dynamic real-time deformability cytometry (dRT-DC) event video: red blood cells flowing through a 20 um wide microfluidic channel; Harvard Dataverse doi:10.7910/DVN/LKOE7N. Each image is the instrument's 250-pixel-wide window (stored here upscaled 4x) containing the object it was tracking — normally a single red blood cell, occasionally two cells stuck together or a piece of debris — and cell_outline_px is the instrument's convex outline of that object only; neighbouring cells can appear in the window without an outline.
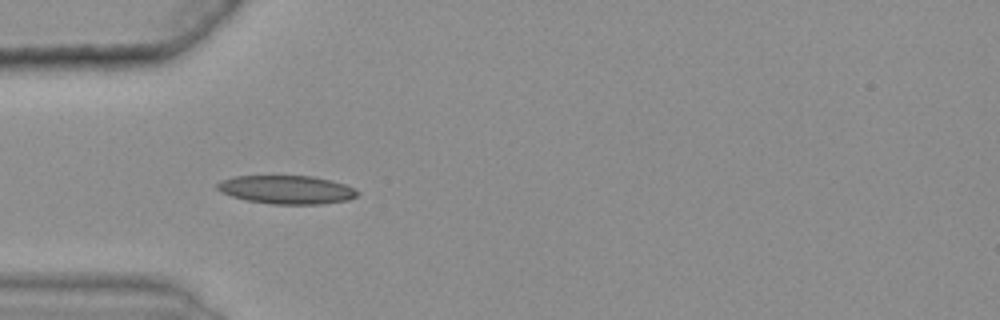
{"species": "common noctule bat (a hibernating species)", "species_latin": "Nyctalus noctula", "temperature_condition": "warm", "stored_images_in_passage": 4, "camera_frame_rate_fps": 3000, "um_per_image_px": 0.085, "animal": {"sex": "female", "body_mass_g": 25.1}, "frame": {"image": 1, "passage_image": 1, "time_ms": 0.0, "image_size_px": [1000, 320], "cell_outline_px": [[360, 192], [356, 196], [348, 200], [320, 204], [272, 204], [248, 200], [232, 196], [220, 192], [216, 188], [216, 184], [220, 180], [236, 176], [312, 176], [332, 180], [344, 184]], "centroid_in_image_um": [24.35, 16.12], "position_along_channel_um": 60.7, "area_um2": 23.18}}
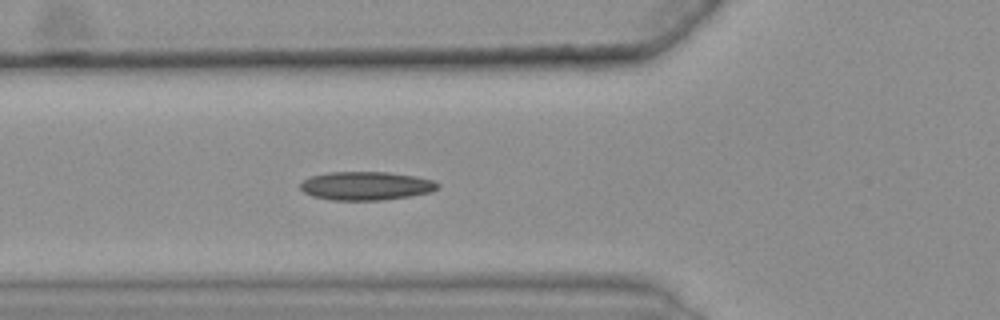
{"frame": {"image": 2, "passage_image": 4, "time_ms": 1.0, "image_size_px": [1000, 320], "cell_outline_px": [[440, 188], [432, 192], [412, 196], [384, 200], [332, 200], [312, 196], [304, 192], [300, 188], [300, 184], [308, 176], [328, 172], [388, 172], [416, 176], [432, 180], [440, 184]], "centroid_in_image_um": [31.13, 15.8], "position_along_channel_um": 94.7, "area_um2": 23.12}}